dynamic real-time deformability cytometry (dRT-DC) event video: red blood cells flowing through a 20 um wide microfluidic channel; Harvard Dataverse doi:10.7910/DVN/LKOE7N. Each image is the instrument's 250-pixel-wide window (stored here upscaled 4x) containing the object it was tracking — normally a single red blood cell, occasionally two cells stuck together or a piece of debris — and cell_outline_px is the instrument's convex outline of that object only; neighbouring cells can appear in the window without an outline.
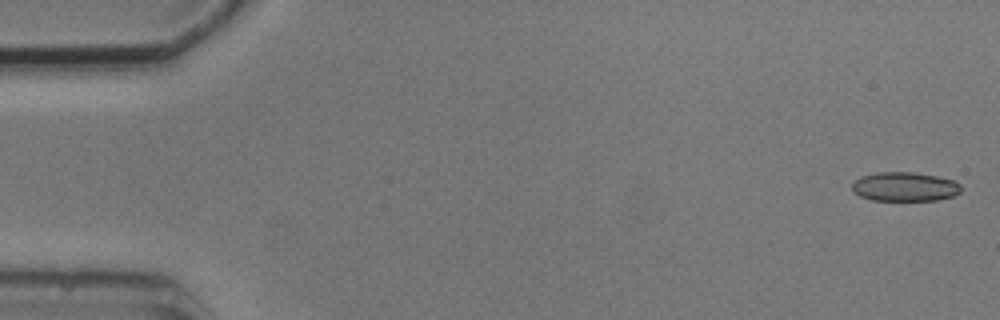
{"species": "common noctule bat (a hibernating species)", "species_latin": "Nyctalus noctula", "temperature_condition": "cold", "stored_images_in_passage": 5, "camera_frame_rate_fps": 3000, "um_per_image_px": 0.085, "animal": {"sex": "male", "body_mass_g": 20.5, "forearm_length_mm": 52.5}, "frame": {"image": 1, "passage_image": 1, "time_ms": 0.0, "image_size_px": [1000, 320], "cell_outline_px": [[960, 192], [952, 196], [936, 200], [872, 200], [860, 196], [852, 192], [852, 184], [860, 176], [876, 172], [912, 172], [936, 176], [956, 180], [960, 184]], "centroid_in_image_um": [76.88, 15.86], "position_along_channel_um": 8.1, "area_um2": 18.55}}
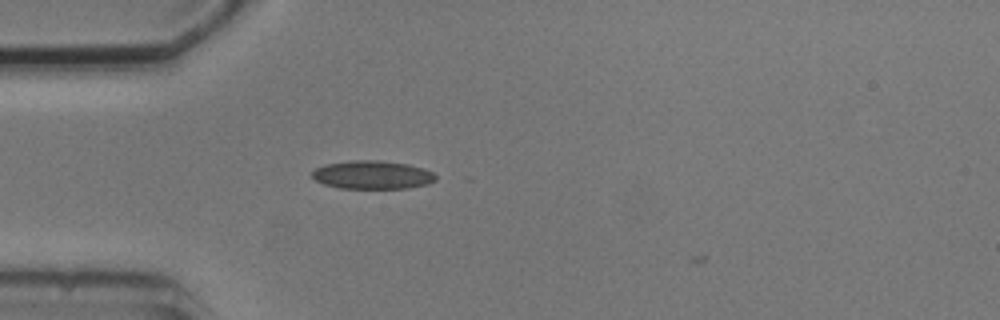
{"frame": {"image": 2, "passage_image": 5, "time_ms": 4.667, "image_size_px": [1000, 320], "cell_outline_px": [[436, 180], [428, 184], [408, 188], [340, 188], [324, 184], [316, 180], [312, 176], [312, 172], [316, 168], [324, 164], [352, 160], [380, 160], [408, 164], [424, 168], [432, 172], [436, 176]], "centroid_in_image_um": [31.67, 14.85], "position_along_channel_um": 53.3, "area_um2": 20.46}}